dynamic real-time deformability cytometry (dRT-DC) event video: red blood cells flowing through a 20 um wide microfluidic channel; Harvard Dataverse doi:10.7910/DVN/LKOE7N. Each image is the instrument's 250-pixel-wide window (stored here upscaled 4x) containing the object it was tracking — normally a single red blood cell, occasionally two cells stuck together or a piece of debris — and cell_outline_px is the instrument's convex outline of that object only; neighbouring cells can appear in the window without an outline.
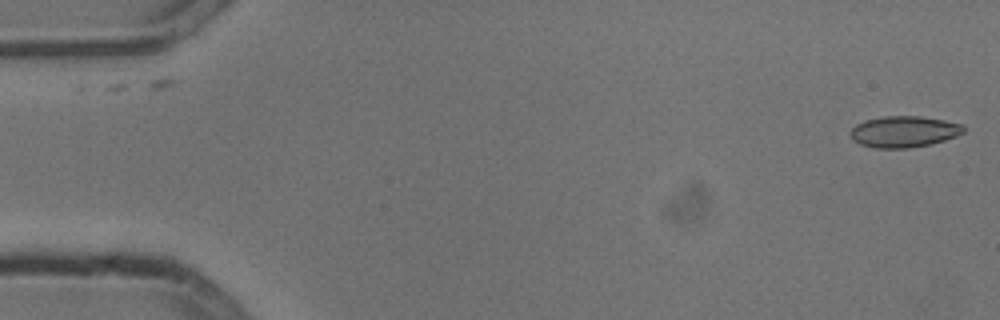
{"species": "common noctule bat (a hibernating species)", "species_latin": "Nyctalus noctula", "temperature_condition": "cold", "stored_images_in_passage": 4, "camera_frame_rate_fps": 3000, "um_per_image_px": 0.085, "animal": {"sex": "male", "body_mass_g": 13.3}, "frame": {"image": 1, "passage_image": 1, "time_ms": 0.0, "image_size_px": [1000, 320], "cell_outline_px": [[964, 132], [956, 136], [932, 144], [908, 148], [876, 148], [860, 144], [852, 140], [848, 132], [856, 124], [864, 120], [884, 116], [920, 116], [944, 120], [964, 124]], "centroid_in_image_um": [76.81, 11.19], "position_along_channel_um": 8.2, "area_um2": 20.81}}